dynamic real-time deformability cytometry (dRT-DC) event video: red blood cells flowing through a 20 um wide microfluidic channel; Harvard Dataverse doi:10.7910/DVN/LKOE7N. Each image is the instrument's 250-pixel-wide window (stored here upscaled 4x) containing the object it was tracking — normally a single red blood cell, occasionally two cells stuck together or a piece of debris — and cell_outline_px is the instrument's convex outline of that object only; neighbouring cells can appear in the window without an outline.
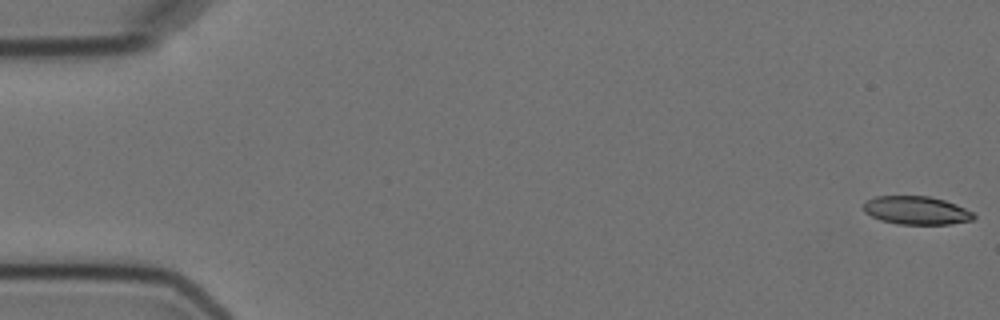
{"species": "Egyptian fruit bat (a non-hibernating species)", "species_latin": "Rousettus aegyptiacus", "temperature_condition": "cold", "stored_images_in_passage": 8, "camera_frame_rate_fps": 3000, "um_per_image_px": 0.085, "animal": {"sex": "female"}, "frame": {"image": 1, "passage_image": 1, "time_ms": 0.0, "image_size_px": [1000, 320], "cell_outline_px": [[976, 216], [972, 220], [948, 224], [896, 224], [880, 220], [864, 212], [864, 204], [868, 200], [876, 196], [928, 196], [944, 200], [956, 204], [972, 212]], "centroid_in_image_um": [77.89, 17.88], "position_along_channel_um": 7.1, "area_um2": 18.03}}
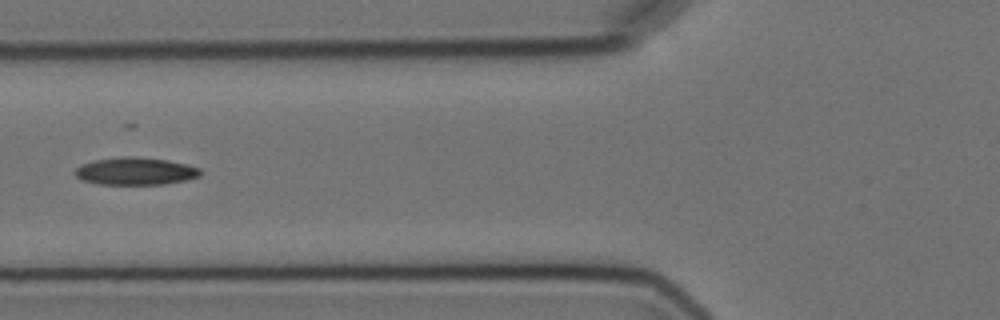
{"frame": {"image": 2, "passage_image": 6, "time_ms": 7.0, "image_size_px": [1000, 320], "cell_outline_px": [[200, 176], [184, 180], [164, 184], [100, 184], [80, 180], [72, 172], [80, 164], [92, 160], [124, 156], [132, 156], [168, 160], [200, 168]], "centroid_in_image_um": [11.44, 14.54], "position_along_channel_um": 114.4, "area_um2": 20.11}}
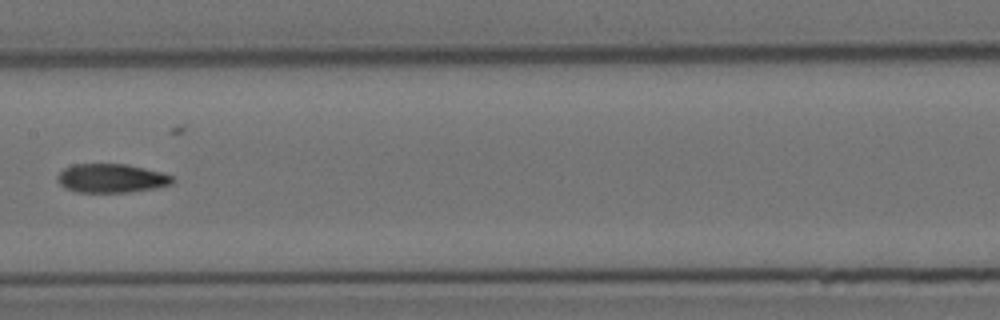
{"frame": {"image": 3, "passage_image": 8, "time_ms": 9.333, "image_size_px": [1000, 320], "cell_outline_px": [[176, 180], [172, 184], [156, 188], [128, 192], [76, 192], [64, 188], [56, 180], [56, 176], [64, 168], [72, 164], [124, 164], [144, 168], [160, 172], [172, 176]], "centroid_in_image_um": [9.44, 15.16], "position_along_channel_um": 198.0, "area_um2": 19.42}}